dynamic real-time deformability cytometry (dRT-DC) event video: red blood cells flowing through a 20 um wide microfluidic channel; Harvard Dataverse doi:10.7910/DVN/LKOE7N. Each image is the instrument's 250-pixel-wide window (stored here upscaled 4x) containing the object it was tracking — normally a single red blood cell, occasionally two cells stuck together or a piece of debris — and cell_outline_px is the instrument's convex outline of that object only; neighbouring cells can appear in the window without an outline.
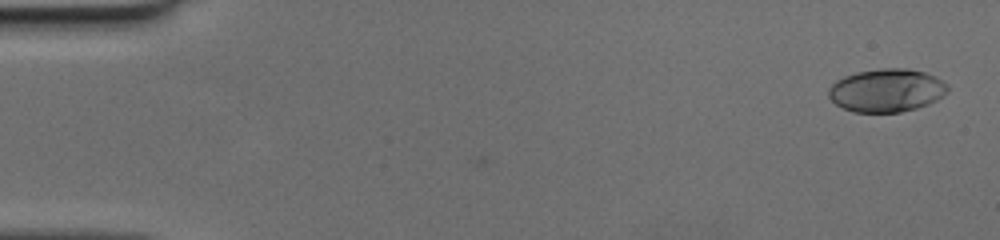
{"species": "human", "species_latin": "Homo sapiens", "temperature_condition": "cold", "stored_images_in_passage": 49, "camera_frame_rate_fps": 3000, "um_per_image_px": 0.085, "donor": {"sex": "female"}, "frame": {"image": 1, "passage_image": 2, "time_ms": 0.333, "image_size_px": [1000, 240], "cell_outline_px": [[948, 92], [936, 100], [928, 104], [916, 108], [900, 112], [852, 112], [836, 104], [828, 96], [828, 88], [836, 80], [844, 76], [856, 72], [884, 68], [904, 68], [924, 72], [948, 84]], "centroid_in_image_um": [75.34, 7.68], "position_along_channel_um": 9.7, "area_um2": 29.82}}
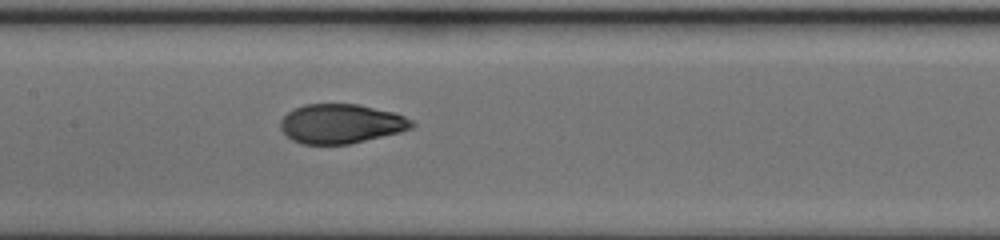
{"frame": {"image": 2, "passage_image": 25, "time_ms": 8.0, "image_size_px": [1000, 240], "cell_outline_px": [[416, 124], [412, 128], [400, 132], [348, 144], [304, 144], [292, 140], [280, 128], [280, 120], [288, 112], [304, 104], [356, 104], [396, 112], [412, 120]], "centroid_in_image_um": [29.01, 10.51], "position_along_channel_um": 178.4, "area_um2": 30.06}}
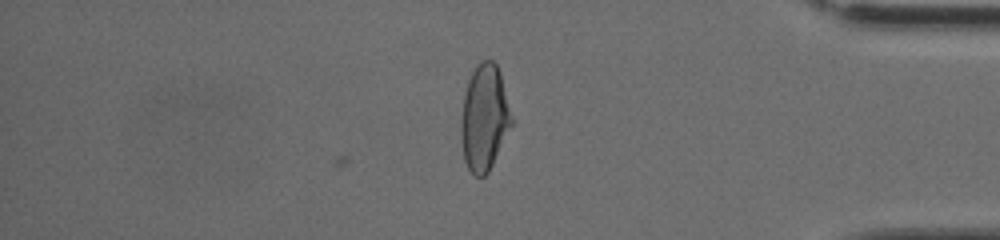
{"frame": {"image": 3, "passage_image": 42, "time_ms": 13.667, "image_size_px": [1000, 240], "cell_outline_px": [[512, 124], [488, 172], [484, 176], [472, 176], [464, 160], [460, 136], [460, 120], [464, 96], [468, 80], [476, 64], [480, 60], [492, 60], [496, 64], [500, 72], [512, 120]], "centroid_in_image_um": [41.13, 10.01], "position_along_channel_um": 394.1, "area_um2": 31.04}}